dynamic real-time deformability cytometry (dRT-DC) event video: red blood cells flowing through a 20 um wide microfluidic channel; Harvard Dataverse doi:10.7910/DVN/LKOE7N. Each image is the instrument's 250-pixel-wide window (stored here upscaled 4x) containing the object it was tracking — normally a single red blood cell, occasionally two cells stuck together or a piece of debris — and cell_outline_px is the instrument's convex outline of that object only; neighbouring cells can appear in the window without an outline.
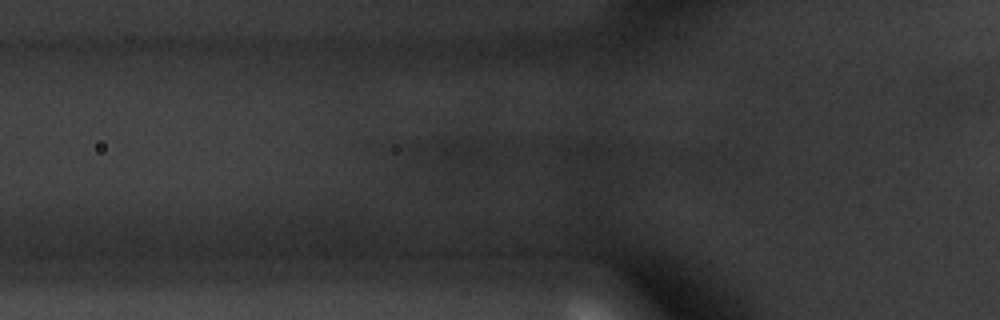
{"species": "common noctule bat (a hibernating species)", "species_latin": "Nyctalus noctula", "temperature_condition": "warm", "stored_images_in_passage": 6, "camera_frame_rate_fps": 3000, "um_per_image_px": 0.085, "animal": {"sex": "male", "body_mass_g": 20.1, "forearm_length_mm": 53.5}, "frame": {"image": 1, "passage_image": 4, "time_ms": 1.0, "image_size_px": [1000, 320], "cell_outline_px": [[636, 148], [632, 172], [628, 180], [608, 184], [588, 184], [564, 176], [548, 160], [544, 148], [556, 136], [568, 136], [636, 144]], "centroid_in_image_um": [50.3, 13.54], "position_along_channel_um": 75.5, "area_um2": 24.8}}